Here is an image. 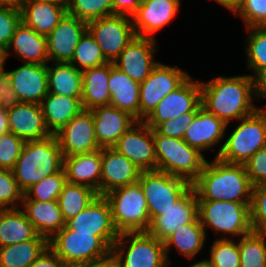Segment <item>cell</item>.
<instances>
[{"instance_id":"obj_1","label":"cell","mask_w":266,"mask_h":267,"mask_svg":"<svg viewBox=\"0 0 266 267\" xmlns=\"http://www.w3.org/2000/svg\"><path fill=\"white\" fill-rule=\"evenodd\" d=\"M201 103L226 125L252 115L257 109L253 79L249 75L218 76L208 83L200 81Z\"/></svg>"},{"instance_id":"obj_2","label":"cell","mask_w":266,"mask_h":267,"mask_svg":"<svg viewBox=\"0 0 266 267\" xmlns=\"http://www.w3.org/2000/svg\"><path fill=\"white\" fill-rule=\"evenodd\" d=\"M192 187L197 200L251 203L253 185L244 165L227 163L218 157L207 160Z\"/></svg>"},{"instance_id":"obj_3","label":"cell","mask_w":266,"mask_h":267,"mask_svg":"<svg viewBox=\"0 0 266 267\" xmlns=\"http://www.w3.org/2000/svg\"><path fill=\"white\" fill-rule=\"evenodd\" d=\"M63 155L55 135L42 140L26 141L12 169L23 193L44 178L63 169Z\"/></svg>"},{"instance_id":"obj_4","label":"cell","mask_w":266,"mask_h":267,"mask_svg":"<svg viewBox=\"0 0 266 267\" xmlns=\"http://www.w3.org/2000/svg\"><path fill=\"white\" fill-rule=\"evenodd\" d=\"M156 170L177 176L191 184L199 177L207 160L184 139L164 136L153 129Z\"/></svg>"},{"instance_id":"obj_5","label":"cell","mask_w":266,"mask_h":267,"mask_svg":"<svg viewBox=\"0 0 266 267\" xmlns=\"http://www.w3.org/2000/svg\"><path fill=\"white\" fill-rule=\"evenodd\" d=\"M104 197L110 205L113 223L119 234L148 231L151 220L139 182L113 189Z\"/></svg>"},{"instance_id":"obj_6","label":"cell","mask_w":266,"mask_h":267,"mask_svg":"<svg viewBox=\"0 0 266 267\" xmlns=\"http://www.w3.org/2000/svg\"><path fill=\"white\" fill-rule=\"evenodd\" d=\"M239 122L221 143L216 157L227 163L244 165L255 152L266 146V108H258Z\"/></svg>"},{"instance_id":"obj_7","label":"cell","mask_w":266,"mask_h":267,"mask_svg":"<svg viewBox=\"0 0 266 267\" xmlns=\"http://www.w3.org/2000/svg\"><path fill=\"white\" fill-rule=\"evenodd\" d=\"M198 218L207 235V227L211 228L221 239H229L227 235L244 236L251 233L250 203L218 200H197Z\"/></svg>"},{"instance_id":"obj_8","label":"cell","mask_w":266,"mask_h":267,"mask_svg":"<svg viewBox=\"0 0 266 267\" xmlns=\"http://www.w3.org/2000/svg\"><path fill=\"white\" fill-rule=\"evenodd\" d=\"M111 255L118 267H167L169 265L164 242L148 232L120 233L112 246Z\"/></svg>"},{"instance_id":"obj_9","label":"cell","mask_w":266,"mask_h":267,"mask_svg":"<svg viewBox=\"0 0 266 267\" xmlns=\"http://www.w3.org/2000/svg\"><path fill=\"white\" fill-rule=\"evenodd\" d=\"M48 247L69 267L105 259L112 250L100 237L78 233L65 226L48 241Z\"/></svg>"},{"instance_id":"obj_10","label":"cell","mask_w":266,"mask_h":267,"mask_svg":"<svg viewBox=\"0 0 266 267\" xmlns=\"http://www.w3.org/2000/svg\"><path fill=\"white\" fill-rule=\"evenodd\" d=\"M145 198L150 220L162 214V211L175 203L192 187V184L180 177L160 171H142L138 180Z\"/></svg>"},{"instance_id":"obj_11","label":"cell","mask_w":266,"mask_h":267,"mask_svg":"<svg viewBox=\"0 0 266 267\" xmlns=\"http://www.w3.org/2000/svg\"><path fill=\"white\" fill-rule=\"evenodd\" d=\"M87 31L109 62H114L123 49L136 37L132 19L113 14L87 23Z\"/></svg>"},{"instance_id":"obj_12","label":"cell","mask_w":266,"mask_h":267,"mask_svg":"<svg viewBox=\"0 0 266 267\" xmlns=\"http://www.w3.org/2000/svg\"><path fill=\"white\" fill-rule=\"evenodd\" d=\"M190 75L177 65L158 63L140 83V121H143L169 93L180 87Z\"/></svg>"},{"instance_id":"obj_13","label":"cell","mask_w":266,"mask_h":267,"mask_svg":"<svg viewBox=\"0 0 266 267\" xmlns=\"http://www.w3.org/2000/svg\"><path fill=\"white\" fill-rule=\"evenodd\" d=\"M201 103L200 80L190 76L180 87L165 96L143 120L150 128L187 112H197Z\"/></svg>"},{"instance_id":"obj_14","label":"cell","mask_w":266,"mask_h":267,"mask_svg":"<svg viewBox=\"0 0 266 267\" xmlns=\"http://www.w3.org/2000/svg\"><path fill=\"white\" fill-rule=\"evenodd\" d=\"M65 227L78 233H92L100 237L111 249L119 237L110 205L104 195H98L83 211L67 220Z\"/></svg>"},{"instance_id":"obj_15","label":"cell","mask_w":266,"mask_h":267,"mask_svg":"<svg viewBox=\"0 0 266 267\" xmlns=\"http://www.w3.org/2000/svg\"><path fill=\"white\" fill-rule=\"evenodd\" d=\"M112 148L142 171H156L153 129L144 121L135 122Z\"/></svg>"},{"instance_id":"obj_16","label":"cell","mask_w":266,"mask_h":267,"mask_svg":"<svg viewBox=\"0 0 266 267\" xmlns=\"http://www.w3.org/2000/svg\"><path fill=\"white\" fill-rule=\"evenodd\" d=\"M54 135L63 157L101 149L95 136L91 110L83 109Z\"/></svg>"},{"instance_id":"obj_17","label":"cell","mask_w":266,"mask_h":267,"mask_svg":"<svg viewBox=\"0 0 266 267\" xmlns=\"http://www.w3.org/2000/svg\"><path fill=\"white\" fill-rule=\"evenodd\" d=\"M154 39L136 36L115 59L114 66L142 83L159 63L154 59L157 44Z\"/></svg>"},{"instance_id":"obj_18","label":"cell","mask_w":266,"mask_h":267,"mask_svg":"<svg viewBox=\"0 0 266 267\" xmlns=\"http://www.w3.org/2000/svg\"><path fill=\"white\" fill-rule=\"evenodd\" d=\"M197 217V194L191 187L174 206L162 211L151 221L147 232L164 242L178 227L193 222Z\"/></svg>"},{"instance_id":"obj_19","label":"cell","mask_w":266,"mask_h":267,"mask_svg":"<svg viewBox=\"0 0 266 267\" xmlns=\"http://www.w3.org/2000/svg\"><path fill=\"white\" fill-rule=\"evenodd\" d=\"M181 0H142L131 16L136 36L153 38V33L164 28L176 16Z\"/></svg>"},{"instance_id":"obj_20","label":"cell","mask_w":266,"mask_h":267,"mask_svg":"<svg viewBox=\"0 0 266 267\" xmlns=\"http://www.w3.org/2000/svg\"><path fill=\"white\" fill-rule=\"evenodd\" d=\"M87 23L68 13L47 36L48 61L69 63Z\"/></svg>"},{"instance_id":"obj_21","label":"cell","mask_w":266,"mask_h":267,"mask_svg":"<svg viewBox=\"0 0 266 267\" xmlns=\"http://www.w3.org/2000/svg\"><path fill=\"white\" fill-rule=\"evenodd\" d=\"M142 170L114 148H101L100 195L138 182Z\"/></svg>"},{"instance_id":"obj_22","label":"cell","mask_w":266,"mask_h":267,"mask_svg":"<svg viewBox=\"0 0 266 267\" xmlns=\"http://www.w3.org/2000/svg\"><path fill=\"white\" fill-rule=\"evenodd\" d=\"M94 120L95 136L100 148H112L118 139L137 120L129 113L112 105L91 109Z\"/></svg>"},{"instance_id":"obj_23","label":"cell","mask_w":266,"mask_h":267,"mask_svg":"<svg viewBox=\"0 0 266 267\" xmlns=\"http://www.w3.org/2000/svg\"><path fill=\"white\" fill-rule=\"evenodd\" d=\"M10 132L26 141L42 140L52 135L45 123L40 104L19 102L7 110Z\"/></svg>"},{"instance_id":"obj_24","label":"cell","mask_w":266,"mask_h":267,"mask_svg":"<svg viewBox=\"0 0 266 267\" xmlns=\"http://www.w3.org/2000/svg\"><path fill=\"white\" fill-rule=\"evenodd\" d=\"M8 73L20 102L40 104L47 95V64L24 63Z\"/></svg>"},{"instance_id":"obj_25","label":"cell","mask_w":266,"mask_h":267,"mask_svg":"<svg viewBox=\"0 0 266 267\" xmlns=\"http://www.w3.org/2000/svg\"><path fill=\"white\" fill-rule=\"evenodd\" d=\"M227 127L228 125L221 119L201 105L197 115L188 125L183 139L190 147L196 148L202 153L221 142L225 137Z\"/></svg>"},{"instance_id":"obj_26","label":"cell","mask_w":266,"mask_h":267,"mask_svg":"<svg viewBox=\"0 0 266 267\" xmlns=\"http://www.w3.org/2000/svg\"><path fill=\"white\" fill-rule=\"evenodd\" d=\"M67 182L85 185L100 195L101 149L63 159Z\"/></svg>"},{"instance_id":"obj_27","label":"cell","mask_w":266,"mask_h":267,"mask_svg":"<svg viewBox=\"0 0 266 267\" xmlns=\"http://www.w3.org/2000/svg\"><path fill=\"white\" fill-rule=\"evenodd\" d=\"M24 63L47 64V37L35 32L22 21L16 27L15 33L6 49V58L11 51Z\"/></svg>"},{"instance_id":"obj_28","label":"cell","mask_w":266,"mask_h":267,"mask_svg":"<svg viewBox=\"0 0 266 267\" xmlns=\"http://www.w3.org/2000/svg\"><path fill=\"white\" fill-rule=\"evenodd\" d=\"M108 87L111 94L110 105L140 121V83L135 82L110 62Z\"/></svg>"},{"instance_id":"obj_29","label":"cell","mask_w":266,"mask_h":267,"mask_svg":"<svg viewBox=\"0 0 266 267\" xmlns=\"http://www.w3.org/2000/svg\"><path fill=\"white\" fill-rule=\"evenodd\" d=\"M21 206L24 207L23 211L37 234L48 241L65 226L57 200H22Z\"/></svg>"},{"instance_id":"obj_30","label":"cell","mask_w":266,"mask_h":267,"mask_svg":"<svg viewBox=\"0 0 266 267\" xmlns=\"http://www.w3.org/2000/svg\"><path fill=\"white\" fill-rule=\"evenodd\" d=\"M40 107L46 126L52 135L83 110L81 98H72L50 92L42 99Z\"/></svg>"},{"instance_id":"obj_31","label":"cell","mask_w":266,"mask_h":267,"mask_svg":"<svg viewBox=\"0 0 266 267\" xmlns=\"http://www.w3.org/2000/svg\"><path fill=\"white\" fill-rule=\"evenodd\" d=\"M109 77L110 62L82 71L81 103L83 109L91 110L98 106L110 105Z\"/></svg>"},{"instance_id":"obj_32","label":"cell","mask_w":266,"mask_h":267,"mask_svg":"<svg viewBox=\"0 0 266 267\" xmlns=\"http://www.w3.org/2000/svg\"><path fill=\"white\" fill-rule=\"evenodd\" d=\"M66 13L67 9L62 6L27 0L21 9V21L47 37Z\"/></svg>"},{"instance_id":"obj_33","label":"cell","mask_w":266,"mask_h":267,"mask_svg":"<svg viewBox=\"0 0 266 267\" xmlns=\"http://www.w3.org/2000/svg\"><path fill=\"white\" fill-rule=\"evenodd\" d=\"M37 235L23 208L0 209V247L33 240Z\"/></svg>"},{"instance_id":"obj_34","label":"cell","mask_w":266,"mask_h":267,"mask_svg":"<svg viewBox=\"0 0 266 267\" xmlns=\"http://www.w3.org/2000/svg\"><path fill=\"white\" fill-rule=\"evenodd\" d=\"M207 236L202 227L199 218L197 217L193 222L185 224L177 228L165 241V255L168 263L169 250L172 245L175 246L177 251L187 258H194L202 248H204Z\"/></svg>"},{"instance_id":"obj_35","label":"cell","mask_w":266,"mask_h":267,"mask_svg":"<svg viewBox=\"0 0 266 267\" xmlns=\"http://www.w3.org/2000/svg\"><path fill=\"white\" fill-rule=\"evenodd\" d=\"M47 64L48 92L72 98L82 96V71L71 63Z\"/></svg>"},{"instance_id":"obj_36","label":"cell","mask_w":266,"mask_h":267,"mask_svg":"<svg viewBox=\"0 0 266 267\" xmlns=\"http://www.w3.org/2000/svg\"><path fill=\"white\" fill-rule=\"evenodd\" d=\"M48 247V240L37 235L33 240L0 247V267H29Z\"/></svg>"},{"instance_id":"obj_37","label":"cell","mask_w":266,"mask_h":267,"mask_svg":"<svg viewBox=\"0 0 266 267\" xmlns=\"http://www.w3.org/2000/svg\"><path fill=\"white\" fill-rule=\"evenodd\" d=\"M97 196L88 186L66 182L57 199L65 222L83 211Z\"/></svg>"},{"instance_id":"obj_38","label":"cell","mask_w":266,"mask_h":267,"mask_svg":"<svg viewBox=\"0 0 266 267\" xmlns=\"http://www.w3.org/2000/svg\"><path fill=\"white\" fill-rule=\"evenodd\" d=\"M240 267H266V232L239 237Z\"/></svg>"},{"instance_id":"obj_39","label":"cell","mask_w":266,"mask_h":267,"mask_svg":"<svg viewBox=\"0 0 266 267\" xmlns=\"http://www.w3.org/2000/svg\"><path fill=\"white\" fill-rule=\"evenodd\" d=\"M108 62L97 42L91 34L86 31L80 38L69 63L74 65L78 70L83 71L85 69L104 65Z\"/></svg>"},{"instance_id":"obj_40","label":"cell","mask_w":266,"mask_h":267,"mask_svg":"<svg viewBox=\"0 0 266 267\" xmlns=\"http://www.w3.org/2000/svg\"><path fill=\"white\" fill-rule=\"evenodd\" d=\"M245 53L247 55V67L251 69L253 77L261 68L266 67V27L246 28Z\"/></svg>"},{"instance_id":"obj_41","label":"cell","mask_w":266,"mask_h":267,"mask_svg":"<svg viewBox=\"0 0 266 267\" xmlns=\"http://www.w3.org/2000/svg\"><path fill=\"white\" fill-rule=\"evenodd\" d=\"M67 13L86 23L113 15L112 0H70Z\"/></svg>"},{"instance_id":"obj_42","label":"cell","mask_w":266,"mask_h":267,"mask_svg":"<svg viewBox=\"0 0 266 267\" xmlns=\"http://www.w3.org/2000/svg\"><path fill=\"white\" fill-rule=\"evenodd\" d=\"M67 182L64 169L32 185L24 192L23 200L52 201L57 200L64 184Z\"/></svg>"},{"instance_id":"obj_43","label":"cell","mask_w":266,"mask_h":267,"mask_svg":"<svg viewBox=\"0 0 266 267\" xmlns=\"http://www.w3.org/2000/svg\"><path fill=\"white\" fill-rule=\"evenodd\" d=\"M217 239L210 247V258L213 267H240L239 239Z\"/></svg>"},{"instance_id":"obj_44","label":"cell","mask_w":266,"mask_h":267,"mask_svg":"<svg viewBox=\"0 0 266 267\" xmlns=\"http://www.w3.org/2000/svg\"><path fill=\"white\" fill-rule=\"evenodd\" d=\"M23 197L12 170L0 169V209L19 208Z\"/></svg>"},{"instance_id":"obj_45","label":"cell","mask_w":266,"mask_h":267,"mask_svg":"<svg viewBox=\"0 0 266 267\" xmlns=\"http://www.w3.org/2000/svg\"><path fill=\"white\" fill-rule=\"evenodd\" d=\"M233 13L242 18L245 28L266 27V0H243Z\"/></svg>"},{"instance_id":"obj_46","label":"cell","mask_w":266,"mask_h":267,"mask_svg":"<svg viewBox=\"0 0 266 267\" xmlns=\"http://www.w3.org/2000/svg\"><path fill=\"white\" fill-rule=\"evenodd\" d=\"M250 222L253 231L266 232V183L252 188Z\"/></svg>"},{"instance_id":"obj_47","label":"cell","mask_w":266,"mask_h":267,"mask_svg":"<svg viewBox=\"0 0 266 267\" xmlns=\"http://www.w3.org/2000/svg\"><path fill=\"white\" fill-rule=\"evenodd\" d=\"M24 144L23 139L10 131L0 135V169L14 168Z\"/></svg>"},{"instance_id":"obj_48","label":"cell","mask_w":266,"mask_h":267,"mask_svg":"<svg viewBox=\"0 0 266 267\" xmlns=\"http://www.w3.org/2000/svg\"><path fill=\"white\" fill-rule=\"evenodd\" d=\"M21 23V10L0 6V47L6 50L15 33L16 27Z\"/></svg>"},{"instance_id":"obj_49","label":"cell","mask_w":266,"mask_h":267,"mask_svg":"<svg viewBox=\"0 0 266 267\" xmlns=\"http://www.w3.org/2000/svg\"><path fill=\"white\" fill-rule=\"evenodd\" d=\"M197 112H187L175 119L166 120L158 124L154 130L161 135L183 139L188 125L193 121Z\"/></svg>"},{"instance_id":"obj_50","label":"cell","mask_w":266,"mask_h":267,"mask_svg":"<svg viewBox=\"0 0 266 267\" xmlns=\"http://www.w3.org/2000/svg\"><path fill=\"white\" fill-rule=\"evenodd\" d=\"M251 184L266 183V146L255 152L244 164Z\"/></svg>"},{"instance_id":"obj_51","label":"cell","mask_w":266,"mask_h":267,"mask_svg":"<svg viewBox=\"0 0 266 267\" xmlns=\"http://www.w3.org/2000/svg\"><path fill=\"white\" fill-rule=\"evenodd\" d=\"M0 101L5 110L13 108L20 102L11 84V77L5 68L0 70Z\"/></svg>"},{"instance_id":"obj_52","label":"cell","mask_w":266,"mask_h":267,"mask_svg":"<svg viewBox=\"0 0 266 267\" xmlns=\"http://www.w3.org/2000/svg\"><path fill=\"white\" fill-rule=\"evenodd\" d=\"M29 267H69L49 247Z\"/></svg>"},{"instance_id":"obj_53","label":"cell","mask_w":266,"mask_h":267,"mask_svg":"<svg viewBox=\"0 0 266 267\" xmlns=\"http://www.w3.org/2000/svg\"><path fill=\"white\" fill-rule=\"evenodd\" d=\"M113 14L132 16L142 0H112Z\"/></svg>"},{"instance_id":"obj_54","label":"cell","mask_w":266,"mask_h":267,"mask_svg":"<svg viewBox=\"0 0 266 267\" xmlns=\"http://www.w3.org/2000/svg\"><path fill=\"white\" fill-rule=\"evenodd\" d=\"M252 79L255 97L264 98L266 96V67L261 68Z\"/></svg>"},{"instance_id":"obj_55","label":"cell","mask_w":266,"mask_h":267,"mask_svg":"<svg viewBox=\"0 0 266 267\" xmlns=\"http://www.w3.org/2000/svg\"><path fill=\"white\" fill-rule=\"evenodd\" d=\"M76 267H118V265L114 257L110 255L105 259L96 262H90L88 264L79 265Z\"/></svg>"},{"instance_id":"obj_56","label":"cell","mask_w":266,"mask_h":267,"mask_svg":"<svg viewBox=\"0 0 266 267\" xmlns=\"http://www.w3.org/2000/svg\"><path fill=\"white\" fill-rule=\"evenodd\" d=\"M9 131L10 129L7 110L3 109L2 111H0V135L8 133Z\"/></svg>"},{"instance_id":"obj_57","label":"cell","mask_w":266,"mask_h":267,"mask_svg":"<svg viewBox=\"0 0 266 267\" xmlns=\"http://www.w3.org/2000/svg\"><path fill=\"white\" fill-rule=\"evenodd\" d=\"M27 0H0V6H7L21 10Z\"/></svg>"},{"instance_id":"obj_58","label":"cell","mask_w":266,"mask_h":267,"mask_svg":"<svg viewBox=\"0 0 266 267\" xmlns=\"http://www.w3.org/2000/svg\"><path fill=\"white\" fill-rule=\"evenodd\" d=\"M218 4L226 7L232 12L240 5L243 0H215Z\"/></svg>"},{"instance_id":"obj_59","label":"cell","mask_w":266,"mask_h":267,"mask_svg":"<svg viewBox=\"0 0 266 267\" xmlns=\"http://www.w3.org/2000/svg\"><path fill=\"white\" fill-rule=\"evenodd\" d=\"M34 1L46 2V3L62 6L67 9L70 0H34Z\"/></svg>"},{"instance_id":"obj_60","label":"cell","mask_w":266,"mask_h":267,"mask_svg":"<svg viewBox=\"0 0 266 267\" xmlns=\"http://www.w3.org/2000/svg\"><path fill=\"white\" fill-rule=\"evenodd\" d=\"M190 267H213V266L208 259H203L201 261H197L193 265H190Z\"/></svg>"},{"instance_id":"obj_61","label":"cell","mask_w":266,"mask_h":267,"mask_svg":"<svg viewBox=\"0 0 266 267\" xmlns=\"http://www.w3.org/2000/svg\"><path fill=\"white\" fill-rule=\"evenodd\" d=\"M6 60V50L0 47V70L4 69Z\"/></svg>"},{"instance_id":"obj_62","label":"cell","mask_w":266,"mask_h":267,"mask_svg":"<svg viewBox=\"0 0 266 267\" xmlns=\"http://www.w3.org/2000/svg\"><path fill=\"white\" fill-rule=\"evenodd\" d=\"M2 110H3V106H2V103L0 101V111H2Z\"/></svg>"}]
</instances>
